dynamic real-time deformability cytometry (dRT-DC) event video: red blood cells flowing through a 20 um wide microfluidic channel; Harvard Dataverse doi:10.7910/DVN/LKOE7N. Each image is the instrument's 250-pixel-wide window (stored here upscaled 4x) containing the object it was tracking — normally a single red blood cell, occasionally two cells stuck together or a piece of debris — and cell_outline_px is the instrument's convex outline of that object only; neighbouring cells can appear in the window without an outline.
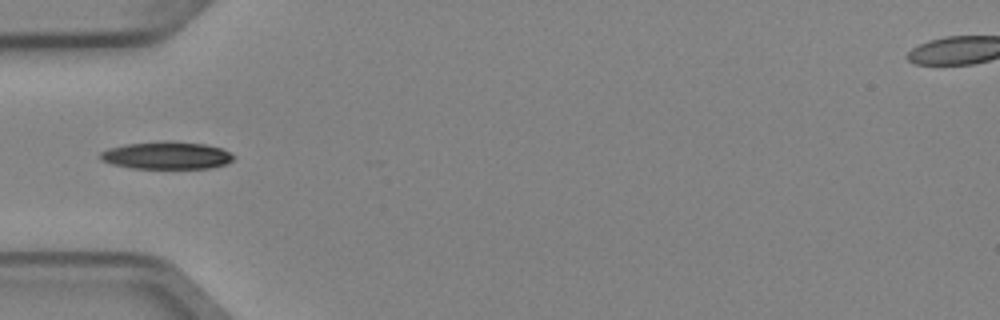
{"species": "Egyptian fruit bat (a non-hibernating species)", "species_latin": "Rousettus aegyptiacus", "temperature_condition": "cold", "stored_images_in_passage": 3, "camera_frame_rate_fps": 3000, "um_per_image_px": 0.085, "animal": {"sex": "female"}, "frame": {"image": 1, "passage_image": 3, "time_ms": 0.667, "image_size_px": [1000, 320], "cell_outline_px": [[232, 160], [224, 164], [208, 168], [132, 168], [112, 164], [100, 160], [100, 152], [108, 148], [128, 144], [160, 140], [168, 140], [204, 144], [220, 148], [228, 152], [232, 156]], "centroid_in_image_um": [14.1, 13.2], "position_along_channel_um": 70.9, "area_um2": 21.21}}